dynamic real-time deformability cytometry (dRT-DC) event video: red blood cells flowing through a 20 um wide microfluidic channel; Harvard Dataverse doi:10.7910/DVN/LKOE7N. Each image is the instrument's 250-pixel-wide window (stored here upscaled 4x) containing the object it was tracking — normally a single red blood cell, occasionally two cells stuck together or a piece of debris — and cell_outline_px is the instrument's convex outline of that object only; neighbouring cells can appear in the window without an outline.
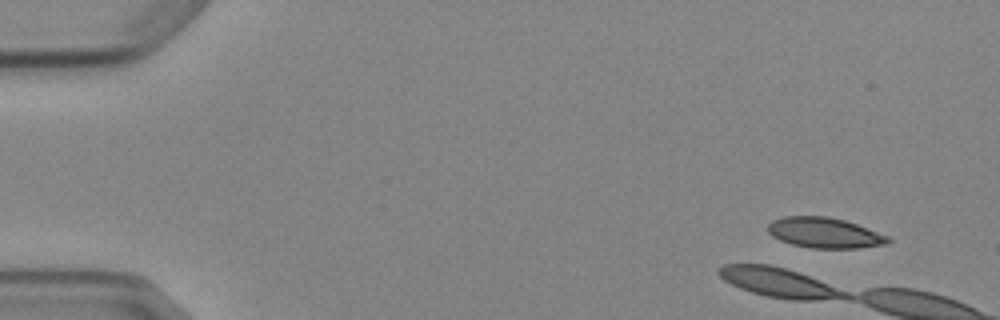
{"species": "Egyptian fruit bat (a non-hibernating species)", "species_latin": "Rousettus aegyptiacus", "temperature_condition": "cold", "stored_images_in_passage": 2, "camera_frame_rate_fps": 3000, "um_per_image_px": 0.085, "animal": {"sex": "female"}, "frame": {"image": 1, "passage_image": 1, "time_ms": 0.0, "image_size_px": [1000, 320], "cell_outline_px": [[892, 240], [888, 244], [856, 248], [812, 248], [792, 244], [780, 240], [772, 236], [768, 232], [768, 224], [772, 220], [784, 216], [828, 216], [844, 220], [856, 224], [888, 236]], "centroid_in_image_um": [70.08, 19.78], "position_along_channel_um": 14.9, "area_um2": 21.27}}